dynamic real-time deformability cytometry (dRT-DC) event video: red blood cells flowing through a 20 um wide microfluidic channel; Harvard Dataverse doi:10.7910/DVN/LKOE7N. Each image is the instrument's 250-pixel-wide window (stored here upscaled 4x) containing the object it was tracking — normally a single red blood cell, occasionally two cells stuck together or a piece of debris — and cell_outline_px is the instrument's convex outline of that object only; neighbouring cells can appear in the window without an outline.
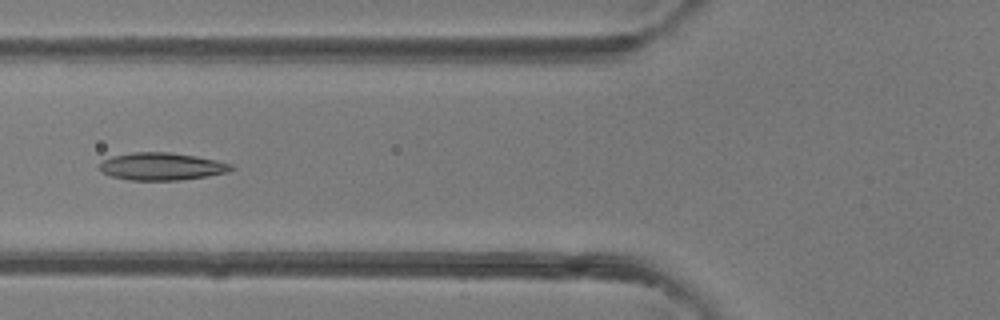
{"species": "common noctule bat (a hibernating species)", "species_latin": "Nyctalus noctula", "temperature_condition": "room temperature", "stored_images_in_passage": 2, "camera_frame_rate_fps": 3000, "um_per_image_px": 0.085, "animal": {"sex": "female"}, "frame": {"image": 1, "passage_image": 2, "time_ms": 1.0, "image_size_px": [1000, 320], "cell_outline_px": [[236, 168], [228, 172], [180, 180], [128, 180], [112, 176], [100, 172], [100, 164], [104, 160], [112, 156], [132, 152], [168, 152], [196, 156], [216, 160], [232, 164]], "centroid_in_image_um": [13.74, 14.14], "position_along_channel_um": 112.1, "area_um2": 21.04}}